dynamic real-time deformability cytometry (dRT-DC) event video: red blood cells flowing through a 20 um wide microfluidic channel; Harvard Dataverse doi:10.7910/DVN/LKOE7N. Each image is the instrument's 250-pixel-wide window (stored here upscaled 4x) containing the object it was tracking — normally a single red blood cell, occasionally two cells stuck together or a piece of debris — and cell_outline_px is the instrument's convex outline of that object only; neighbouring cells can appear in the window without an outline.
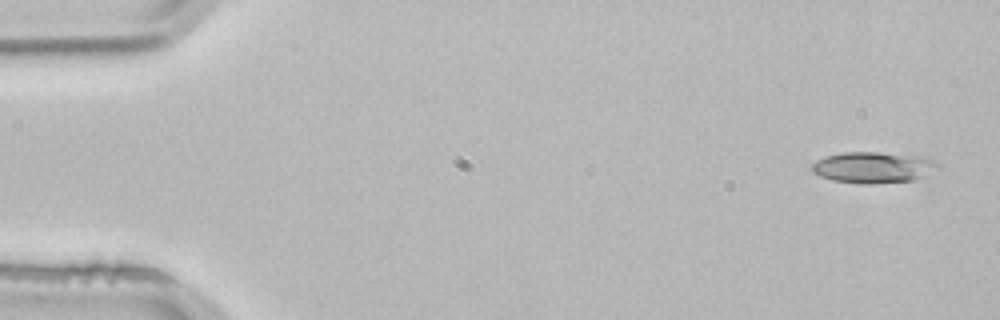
{"species": "common noctule bat (a hibernating species)", "species_latin": "Nyctalus noctula", "temperature_condition": "room temperature", "stored_images_in_passage": 4, "camera_frame_rate_fps": 3000, "um_per_image_px": 0.085, "animal": {"sex": "male", "body_mass_g": 21.5, "forearm_length_mm": 52.0}, "frame": {"image": 1, "passage_image": 1, "time_ms": 0.0, "image_size_px": [1000, 320], "cell_outline_px": [[940, 168], [916, 180], [872, 184], [864, 184], [832, 180], [820, 176], [812, 172], [812, 164], [816, 160], [824, 156], [844, 152], [880, 152], [924, 156], [936, 160], [940, 164]], "centroid_in_image_um": [74.27, 14.22], "position_along_channel_um": 10.7, "area_um2": 23.29}}